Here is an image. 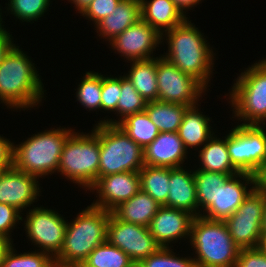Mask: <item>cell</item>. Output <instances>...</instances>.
<instances>
[{
  "label": "cell",
  "instance_id": "6da1fadb",
  "mask_svg": "<svg viewBox=\"0 0 266 267\" xmlns=\"http://www.w3.org/2000/svg\"><path fill=\"white\" fill-rule=\"evenodd\" d=\"M163 36L168 37L166 40L169 45V51L163 57L206 88L212 74L214 54L199 29L186 18L164 33L162 40L165 39Z\"/></svg>",
  "mask_w": 266,
  "mask_h": 267
},
{
  "label": "cell",
  "instance_id": "7a4b0ae2",
  "mask_svg": "<svg viewBox=\"0 0 266 267\" xmlns=\"http://www.w3.org/2000/svg\"><path fill=\"white\" fill-rule=\"evenodd\" d=\"M34 63L13 46L0 64V100L10 108H31L41 102L42 82ZM43 93V94H42Z\"/></svg>",
  "mask_w": 266,
  "mask_h": 267
},
{
  "label": "cell",
  "instance_id": "3957f363",
  "mask_svg": "<svg viewBox=\"0 0 266 267\" xmlns=\"http://www.w3.org/2000/svg\"><path fill=\"white\" fill-rule=\"evenodd\" d=\"M111 211L88 206L67 223L60 252L54 257L55 266H80L89 254L106 241Z\"/></svg>",
  "mask_w": 266,
  "mask_h": 267
},
{
  "label": "cell",
  "instance_id": "277c9868",
  "mask_svg": "<svg viewBox=\"0 0 266 267\" xmlns=\"http://www.w3.org/2000/svg\"><path fill=\"white\" fill-rule=\"evenodd\" d=\"M200 216L193 218L190 243L196 250V267H235L240 248L233 241L224 221Z\"/></svg>",
  "mask_w": 266,
  "mask_h": 267
},
{
  "label": "cell",
  "instance_id": "5b68a950",
  "mask_svg": "<svg viewBox=\"0 0 266 267\" xmlns=\"http://www.w3.org/2000/svg\"><path fill=\"white\" fill-rule=\"evenodd\" d=\"M72 133L71 129L53 128L13 146V166L38 179L54 173L58 169L65 142Z\"/></svg>",
  "mask_w": 266,
  "mask_h": 267
},
{
  "label": "cell",
  "instance_id": "8992f818",
  "mask_svg": "<svg viewBox=\"0 0 266 267\" xmlns=\"http://www.w3.org/2000/svg\"><path fill=\"white\" fill-rule=\"evenodd\" d=\"M99 162L98 123L90 134L73 132L67 138L57 171L89 190L98 179Z\"/></svg>",
  "mask_w": 266,
  "mask_h": 267
},
{
  "label": "cell",
  "instance_id": "52a82bcc",
  "mask_svg": "<svg viewBox=\"0 0 266 267\" xmlns=\"http://www.w3.org/2000/svg\"><path fill=\"white\" fill-rule=\"evenodd\" d=\"M100 162L98 178L139 171L144 164L143 148L118 125L99 123Z\"/></svg>",
  "mask_w": 266,
  "mask_h": 267
},
{
  "label": "cell",
  "instance_id": "ba28073f",
  "mask_svg": "<svg viewBox=\"0 0 266 267\" xmlns=\"http://www.w3.org/2000/svg\"><path fill=\"white\" fill-rule=\"evenodd\" d=\"M230 98L234 117L244 120L243 125H261L266 120V63L263 60L238 76Z\"/></svg>",
  "mask_w": 266,
  "mask_h": 267
},
{
  "label": "cell",
  "instance_id": "9c48e42d",
  "mask_svg": "<svg viewBox=\"0 0 266 267\" xmlns=\"http://www.w3.org/2000/svg\"><path fill=\"white\" fill-rule=\"evenodd\" d=\"M266 194L254 188L238 210L224 223L240 249L257 248L261 243Z\"/></svg>",
  "mask_w": 266,
  "mask_h": 267
},
{
  "label": "cell",
  "instance_id": "30bf717a",
  "mask_svg": "<svg viewBox=\"0 0 266 267\" xmlns=\"http://www.w3.org/2000/svg\"><path fill=\"white\" fill-rule=\"evenodd\" d=\"M227 149L239 172L254 175L266 161V132L261 125H237L227 135Z\"/></svg>",
  "mask_w": 266,
  "mask_h": 267
},
{
  "label": "cell",
  "instance_id": "8fae6325",
  "mask_svg": "<svg viewBox=\"0 0 266 267\" xmlns=\"http://www.w3.org/2000/svg\"><path fill=\"white\" fill-rule=\"evenodd\" d=\"M158 101L178 103L185 106L197 105L205 88L197 79L180 71L163 56L156 57Z\"/></svg>",
  "mask_w": 266,
  "mask_h": 267
},
{
  "label": "cell",
  "instance_id": "7c38bea8",
  "mask_svg": "<svg viewBox=\"0 0 266 267\" xmlns=\"http://www.w3.org/2000/svg\"><path fill=\"white\" fill-rule=\"evenodd\" d=\"M106 240L124 251L135 265L161 248L148 227L119 220L112 213L107 224Z\"/></svg>",
  "mask_w": 266,
  "mask_h": 267
},
{
  "label": "cell",
  "instance_id": "4fadbf2b",
  "mask_svg": "<svg viewBox=\"0 0 266 267\" xmlns=\"http://www.w3.org/2000/svg\"><path fill=\"white\" fill-rule=\"evenodd\" d=\"M25 220L27 237L54 258L63 246L68 222L56 211L44 207L30 209Z\"/></svg>",
  "mask_w": 266,
  "mask_h": 267
},
{
  "label": "cell",
  "instance_id": "5bb4252c",
  "mask_svg": "<svg viewBox=\"0 0 266 267\" xmlns=\"http://www.w3.org/2000/svg\"><path fill=\"white\" fill-rule=\"evenodd\" d=\"M89 189L96 190L99 196L91 206L112 211L141 190L140 175L134 171L102 176Z\"/></svg>",
  "mask_w": 266,
  "mask_h": 267
},
{
  "label": "cell",
  "instance_id": "9a60e30c",
  "mask_svg": "<svg viewBox=\"0 0 266 267\" xmlns=\"http://www.w3.org/2000/svg\"><path fill=\"white\" fill-rule=\"evenodd\" d=\"M238 177L244 181L242 182ZM248 184H253L247 189ZM255 188L254 175L239 172L230 176L227 181L214 192V202L205 210L202 217L210 220L224 221L235 213L243 200Z\"/></svg>",
  "mask_w": 266,
  "mask_h": 267
},
{
  "label": "cell",
  "instance_id": "2e32d148",
  "mask_svg": "<svg viewBox=\"0 0 266 267\" xmlns=\"http://www.w3.org/2000/svg\"><path fill=\"white\" fill-rule=\"evenodd\" d=\"M162 36L148 23L140 19L110 41L113 50L121 53L127 60L150 59L153 49L159 45Z\"/></svg>",
  "mask_w": 266,
  "mask_h": 267
},
{
  "label": "cell",
  "instance_id": "e0dca14e",
  "mask_svg": "<svg viewBox=\"0 0 266 267\" xmlns=\"http://www.w3.org/2000/svg\"><path fill=\"white\" fill-rule=\"evenodd\" d=\"M37 177L11 166L0 173V203L14 206L22 212L39 196ZM39 190V191H38Z\"/></svg>",
  "mask_w": 266,
  "mask_h": 267
},
{
  "label": "cell",
  "instance_id": "ac0fdd59",
  "mask_svg": "<svg viewBox=\"0 0 266 267\" xmlns=\"http://www.w3.org/2000/svg\"><path fill=\"white\" fill-rule=\"evenodd\" d=\"M194 216L187 211L161 206L148 226L149 232L163 248L173 240L190 236Z\"/></svg>",
  "mask_w": 266,
  "mask_h": 267
},
{
  "label": "cell",
  "instance_id": "d6986e66",
  "mask_svg": "<svg viewBox=\"0 0 266 267\" xmlns=\"http://www.w3.org/2000/svg\"><path fill=\"white\" fill-rule=\"evenodd\" d=\"M187 149L178 132H160L159 135L143 149L144 164L178 168L186 158Z\"/></svg>",
  "mask_w": 266,
  "mask_h": 267
},
{
  "label": "cell",
  "instance_id": "ffe728a7",
  "mask_svg": "<svg viewBox=\"0 0 266 267\" xmlns=\"http://www.w3.org/2000/svg\"><path fill=\"white\" fill-rule=\"evenodd\" d=\"M170 191L167 202L163 205L175 209L187 211L194 217L200 216L194 172L190 173L182 167L170 168ZM199 211L198 213L196 211Z\"/></svg>",
  "mask_w": 266,
  "mask_h": 267
},
{
  "label": "cell",
  "instance_id": "44dd1931",
  "mask_svg": "<svg viewBox=\"0 0 266 267\" xmlns=\"http://www.w3.org/2000/svg\"><path fill=\"white\" fill-rule=\"evenodd\" d=\"M140 2L141 19L161 36L187 18L172 0H140Z\"/></svg>",
  "mask_w": 266,
  "mask_h": 267
},
{
  "label": "cell",
  "instance_id": "7402d4cb",
  "mask_svg": "<svg viewBox=\"0 0 266 267\" xmlns=\"http://www.w3.org/2000/svg\"><path fill=\"white\" fill-rule=\"evenodd\" d=\"M141 19L140 0H121L111 15L103 18L95 26L99 36L105 37L109 42L121 34L131 25Z\"/></svg>",
  "mask_w": 266,
  "mask_h": 267
},
{
  "label": "cell",
  "instance_id": "603a6c76",
  "mask_svg": "<svg viewBox=\"0 0 266 267\" xmlns=\"http://www.w3.org/2000/svg\"><path fill=\"white\" fill-rule=\"evenodd\" d=\"M161 205L140 190L131 199L122 202L111 213L119 220L148 227Z\"/></svg>",
  "mask_w": 266,
  "mask_h": 267
},
{
  "label": "cell",
  "instance_id": "cb8c5ba5",
  "mask_svg": "<svg viewBox=\"0 0 266 267\" xmlns=\"http://www.w3.org/2000/svg\"><path fill=\"white\" fill-rule=\"evenodd\" d=\"M198 106H190L186 109L178 134L186 149L204 145L214 133L209 125L210 118L198 112Z\"/></svg>",
  "mask_w": 266,
  "mask_h": 267
},
{
  "label": "cell",
  "instance_id": "d4e9b609",
  "mask_svg": "<svg viewBox=\"0 0 266 267\" xmlns=\"http://www.w3.org/2000/svg\"><path fill=\"white\" fill-rule=\"evenodd\" d=\"M99 123L118 125L135 143L143 149L149 145L158 135L157 126L150 120L148 114L143 111L127 116L125 119L114 121L112 119L101 120Z\"/></svg>",
  "mask_w": 266,
  "mask_h": 267
},
{
  "label": "cell",
  "instance_id": "484cf974",
  "mask_svg": "<svg viewBox=\"0 0 266 267\" xmlns=\"http://www.w3.org/2000/svg\"><path fill=\"white\" fill-rule=\"evenodd\" d=\"M128 75H125L139 94L147 101L158 100L156 58L133 60Z\"/></svg>",
  "mask_w": 266,
  "mask_h": 267
},
{
  "label": "cell",
  "instance_id": "4316f807",
  "mask_svg": "<svg viewBox=\"0 0 266 267\" xmlns=\"http://www.w3.org/2000/svg\"><path fill=\"white\" fill-rule=\"evenodd\" d=\"M201 160L200 170L219 172L223 174H237L239 171L233 166L228 149L227 136L225 140L211 137L199 151Z\"/></svg>",
  "mask_w": 266,
  "mask_h": 267
},
{
  "label": "cell",
  "instance_id": "83f0119b",
  "mask_svg": "<svg viewBox=\"0 0 266 267\" xmlns=\"http://www.w3.org/2000/svg\"><path fill=\"white\" fill-rule=\"evenodd\" d=\"M189 106L162 101L147 102L145 112L159 132H178L184 113Z\"/></svg>",
  "mask_w": 266,
  "mask_h": 267
},
{
  "label": "cell",
  "instance_id": "f1b7e54d",
  "mask_svg": "<svg viewBox=\"0 0 266 267\" xmlns=\"http://www.w3.org/2000/svg\"><path fill=\"white\" fill-rule=\"evenodd\" d=\"M138 172L141 190L163 206L170 191V168L144 165Z\"/></svg>",
  "mask_w": 266,
  "mask_h": 267
},
{
  "label": "cell",
  "instance_id": "f546056e",
  "mask_svg": "<svg viewBox=\"0 0 266 267\" xmlns=\"http://www.w3.org/2000/svg\"><path fill=\"white\" fill-rule=\"evenodd\" d=\"M80 267H136L131 258L107 240L97 246Z\"/></svg>",
  "mask_w": 266,
  "mask_h": 267
},
{
  "label": "cell",
  "instance_id": "4dcf8cb0",
  "mask_svg": "<svg viewBox=\"0 0 266 267\" xmlns=\"http://www.w3.org/2000/svg\"><path fill=\"white\" fill-rule=\"evenodd\" d=\"M194 172V181L196 185L198 209L199 206L206 210L214 202V192L221 187L227 179L235 174H223L219 172H210L197 170Z\"/></svg>",
  "mask_w": 266,
  "mask_h": 267
},
{
  "label": "cell",
  "instance_id": "1f68e13d",
  "mask_svg": "<svg viewBox=\"0 0 266 267\" xmlns=\"http://www.w3.org/2000/svg\"><path fill=\"white\" fill-rule=\"evenodd\" d=\"M77 100L85 109H101V74L86 72L78 85Z\"/></svg>",
  "mask_w": 266,
  "mask_h": 267
},
{
  "label": "cell",
  "instance_id": "d6a6232c",
  "mask_svg": "<svg viewBox=\"0 0 266 267\" xmlns=\"http://www.w3.org/2000/svg\"><path fill=\"white\" fill-rule=\"evenodd\" d=\"M146 104L147 101L134 88L130 80L125 76L121 77V95L117 104V114L125 119L129 115L143 112Z\"/></svg>",
  "mask_w": 266,
  "mask_h": 267
},
{
  "label": "cell",
  "instance_id": "836d02e7",
  "mask_svg": "<svg viewBox=\"0 0 266 267\" xmlns=\"http://www.w3.org/2000/svg\"><path fill=\"white\" fill-rule=\"evenodd\" d=\"M2 267H55L54 258L43 251L16 254L13 246L5 255Z\"/></svg>",
  "mask_w": 266,
  "mask_h": 267
},
{
  "label": "cell",
  "instance_id": "e575fe53",
  "mask_svg": "<svg viewBox=\"0 0 266 267\" xmlns=\"http://www.w3.org/2000/svg\"><path fill=\"white\" fill-rule=\"evenodd\" d=\"M172 249L161 247L157 252L140 261L136 267H196L191 257H176Z\"/></svg>",
  "mask_w": 266,
  "mask_h": 267
},
{
  "label": "cell",
  "instance_id": "d590c367",
  "mask_svg": "<svg viewBox=\"0 0 266 267\" xmlns=\"http://www.w3.org/2000/svg\"><path fill=\"white\" fill-rule=\"evenodd\" d=\"M10 10L16 18L30 22L37 20L46 12L50 0H9Z\"/></svg>",
  "mask_w": 266,
  "mask_h": 267
},
{
  "label": "cell",
  "instance_id": "8d00e7d4",
  "mask_svg": "<svg viewBox=\"0 0 266 267\" xmlns=\"http://www.w3.org/2000/svg\"><path fill=\"white\" fill-rule=\"evenodd\" d=\"M121 95V76L104 77L101 75V109L116 111Z\"/></svg>",
  "mask_w": 266,
  "mask_h": 267
},
{
  "label": "cell",
  "instance_id": "74e56055",
  "mask_svg": "<svg viewBox=\"0 0 266 267\" xmlns=\"http://www.w3.org/2000/svg\"><path fill=\"white\" fill-rule=\"evenodd\" d=\"M121 0H94L81 14L88 17L95 25L103 18L111 15Z\"/></svg>",
  "mask_w": 266,
  "mask_h": 267
},
{
  "label": "cell",
  "instance_id": "f35d334b",
  "mask_svg": "<svg viewBox=\"0 0 266 267\" xmlns=\"http://www.w3.org/2000/svg\"><path fill=\"white\" fill-rule=\"evenodd\" d=\"M19 220L22 221L19 210L14 206L0 203V236L11 239L9 232L13 230Z\"/></svg>",
  "mask_w": 266,
  "mask_h": 267
},
{
  "label": "cell",
  "instance_id": "ab89813d",
  "mask_svg": "<svg viewBox=\"0 0 266 267\" xmlns=\"http://www.w3.org/2000/svg\"><path fill=\"white\" fill-rule=\"evenodd\" d=\"M235 267H266V254L259 247L240 249Z\"/></svg>",
  "mask_w": 266,
  "mask_h": 267
},
{
  "label": "cell",
  "instance_id": "60d3db41",
  "mask_svg": "<svg viewBox=\"0 0 266 267\" xmlns=\"http://www.w3.org/2000/svg\"><path fill=\"white\" fill-rule=\"evenodd\" d=\"M13 146L8 139L0 136V170L13 166Z\"/></svg>",
  "mask_w": 266,
  "mask_h": 267
},
{
  "label": "cell",
  "instance_id": "b9f144b4",
  "mask_svg": "<svg viewBox=\"0 0 266 267\" xmlns=\"http://www.w3.org/2000/svg\"><path fill=\"white\" fill-rule=\"evenodd\" d=\"M10 33L6 30L0 32V64L2 63L3 58L8 54V52L15 45L12 42Z\"/></svg>",
  "mask_w": 266,
  "mask_h": 267
},
{
  "label": "cell",
  "instance_id": "7bdbcfd3",
  "mask_svg": "<svg viewBox=\"0 0 266 267\" xmlns=\"http://www.w3.org/2000/svg\"><path fill=\"white\" fill-rule=\"evenodd\" d=\"M255 188L266 194V161L254 174Z\"/></svg>",
  "mask_w": 266,
  "mask_h": 267
},
{
  "label": "cell",
  "instance_id": "ee69618b",
  "mask_svg": "<svg viewBox=\"0 0 266 267\" xmlns=\"http://www.w3.org/2000/svg\"><path fill=\"white\" fill-rule=\"evenodd\" d=\"M11 239L0 236V267L4 262L5 255L9 251V249L13 246Z\"/></svg>",
  "mask_w": 266,
  "mask_h": 267
},
{
  "label": "cell",
  "instance_id": "f6af8a7d",
  "mask_svg": "<svg viewBox=\"0 0 266 267\" xmlns=\"http://www.w3.org/2000/svg\"><path fill=\"white\" fill-rule=\"evenodd\" d=\"M175 5L180 9L182 13H184L186 9H190L191 7H194V5L199 4L201 0H172Z\"/></svg>",
  "mask_w": 266,
  "mask_h": 267
},
{
  "label": "cell",
  "instance_id": "bcb514c9",
  "mask_svg": "<svg viewBox=\"0 0 266 267\" xmlns=\"http://www.w3.org/2000/svg\"><path fill=\"white\" fill-rule=\"evenodd\" d=\"M75 4V9L82 13L94 0H70Z\"/></svg>",
  "mask_w": 266,
  "mask_h": 267
},
{
  "label": "cell",
  "instance_id": "7dc6e473",
  "mask_svg": "<svg viewBox=\"0 0 266 267\" xmlns=\"http://www.w3.org/2000/svg\"><path fill=\"white\" fill-rule=\"evenodd\" d=\"M259 248L266 254V232H262V238Z\"/></svg>",
  "mask_w": 266,
  "mask_h": 267
},
{
  "label": "cell",
  "instance_id": "c3c4849f",
  "mask_svg": "<svg viewBox=\"0 0 266 267\" xmlns=\"http://www.w3.org/2000/svg\"><path fill=\"white\" fill-rule=\"evenodd\" d=\"M262 232H266V205H265V211H264V219H263Z\"/></svg>",
  "mask_w": 266,
  "mask_h": 267
},
{
  "label": "cell",
  "instance_id": "681fc988",
  "mask_svg": "<svg viewBox=\"0 0 266 267\" xmlns=\"http://www.w3.org/2000/svg\"><path fill=\"white\" fill-rule=\"evenodd\" d=\"M1 14L2 13H0V32L4 29V27H2V26H4V25H2V18H1Z\"/></svg>",
  "mask_w": 266,
  "mask_h": 267
}]
</instances>
